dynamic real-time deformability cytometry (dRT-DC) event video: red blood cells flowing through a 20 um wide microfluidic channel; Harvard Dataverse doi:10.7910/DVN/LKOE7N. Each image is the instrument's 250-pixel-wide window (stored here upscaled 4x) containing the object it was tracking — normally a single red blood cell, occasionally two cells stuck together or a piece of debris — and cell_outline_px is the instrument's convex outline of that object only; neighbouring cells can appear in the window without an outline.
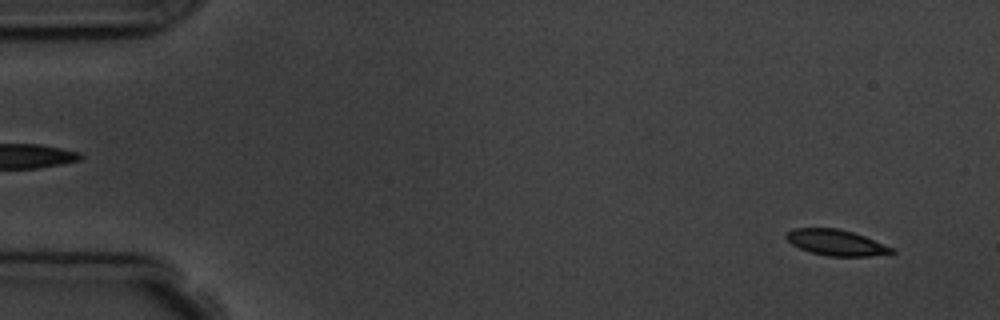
{"species": "common noctule bat (a hibernating species)", "species_latin": "Nyctalus noctula", "temperature_condition": "room temperature", "stored_images_in_passage": 6, "segment_of_instrument_passage": [2, 2], "camera_frame_rate_fps": 3000, "um_per_image_px": 0.085, "animal": {"sex": "male", "body_mass_g": 19.5, "forearm_length_mm": 54.6}, "frame": {"image": 1, "passage_image": 6, "time_ms": 6.0, "image_size_px": [1000, 320], "cell_outline_px": [[896, 252], [872, 256], [828, 256], [812, 252], [800, 248], [792, 244], [784, 236], [792, 228], [836, 228], [852, 232], [864, 236], [896, 248]], "centroid_in_image_um": [71.1, 20.62], "position_along_channel_um": 13.9, "area_um2": 15.84}}